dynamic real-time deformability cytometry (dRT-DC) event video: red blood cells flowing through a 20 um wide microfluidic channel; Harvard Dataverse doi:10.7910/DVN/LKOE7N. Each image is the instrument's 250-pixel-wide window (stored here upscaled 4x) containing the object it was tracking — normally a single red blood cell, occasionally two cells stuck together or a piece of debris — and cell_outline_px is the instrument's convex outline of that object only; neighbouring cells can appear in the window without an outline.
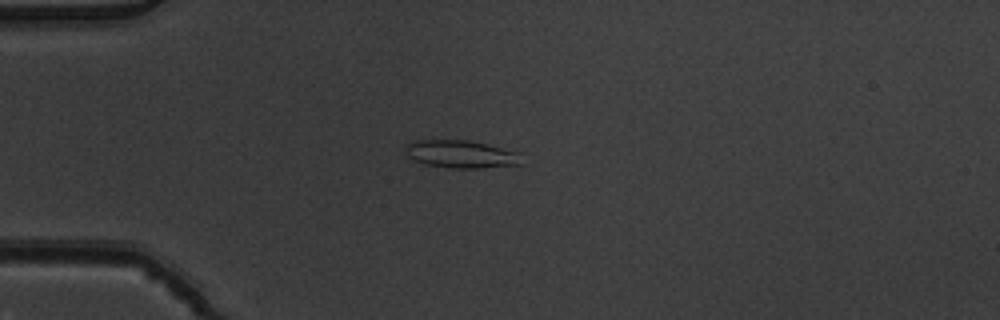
{"species": "common noctule bat (a hibernating species)", "species_latin": "Nyctalus noctula", "temperature_condition": "warm", "stored_images_in_passage": 6, "camera_frame_rate_fps": 3000, "um_per_image_px": 0.085, "animal": {"sex": "male", "body_mass_g": 19.5, "forearm_length_mm": 54.6}, "frame": {"image": 1, "passage_image": 4, "time_ms": 1.0, "image_size_px": [1000, 320], "cell_outline_px": [[520, 164], [480, 168], [448, 168], [424, 164], [408, 156], [404, 148], [412, 140], [468, 140], [520, 152]], "centroid_in_image_um": [39.16, 13.1], "position_along_channel_um": 45.8, "area_um2": 18.67}}
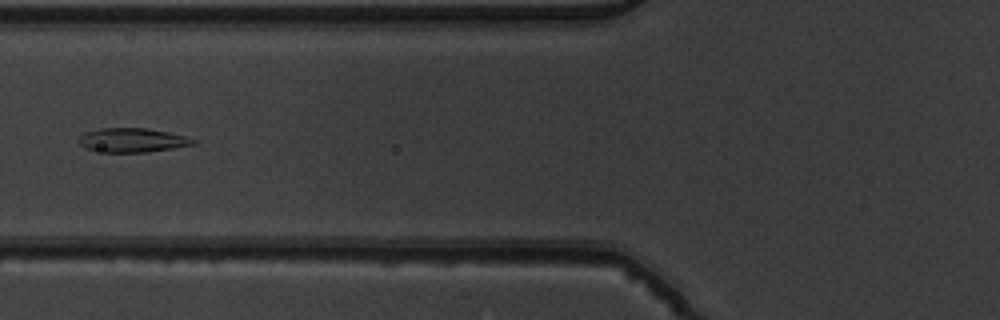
{"frame": {"image": 2, "passage_image": 6, "time_ms": 1.667, "image_size_px": [1000, 320], "cell_outline_px": [[196, 144], [148, 152], [104, 152], [84, 148], [76, 140], [84, 132], [100, 128], [144, 128], [168, 132], [184, 136], [196, 140]], "centroid_in_image_um": [11.2, 11.91], "position_along_channel_um": 114.6, "area_um2": 16.07}}